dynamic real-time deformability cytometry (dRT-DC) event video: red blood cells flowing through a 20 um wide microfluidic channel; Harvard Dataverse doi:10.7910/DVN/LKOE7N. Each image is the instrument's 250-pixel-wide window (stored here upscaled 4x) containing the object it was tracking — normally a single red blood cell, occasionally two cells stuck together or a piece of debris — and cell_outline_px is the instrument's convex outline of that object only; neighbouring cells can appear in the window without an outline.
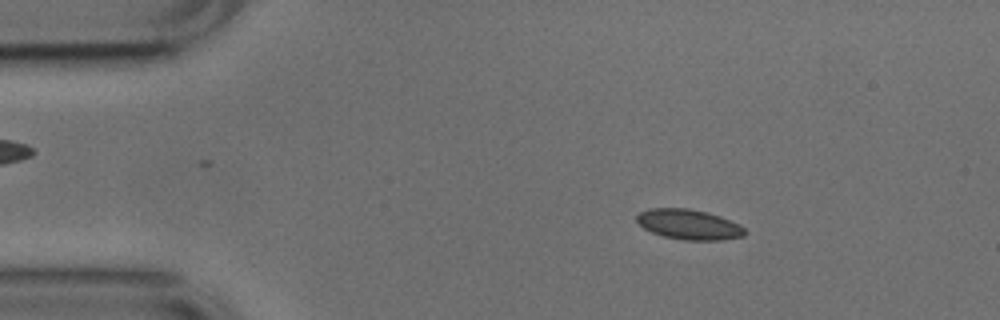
{"species": "common noctule bat (a hibernating species)", "species_latin": "Nyctalus noctula", "temperature_condition": "cold", "stored_images_in_passage": 52, "camera_frame_rate_fps": 3000, "um_per_image_px": 0.085, "animal": {"sex": "male", "body_mass_g": 17.9, "forearm_length_mm": 54.2}, "frame": {"image": 1, "passage_image": 8, "time_ms": 2.333, "image_size_px": [1000, 320], "cell_outline_px": [[748, 232], [744, 236], [720, 240], [684, 240], [664, 236], [652, 232], [644, 228], [636, 220], [636, 216], [640, 212], [648, 208], [688, 208], [720, 216], [740, 224]], "centroid_in_image_um": [58.57, 19.08], "position_along_channel_um": 26.4, "area_um2": 18.96}}
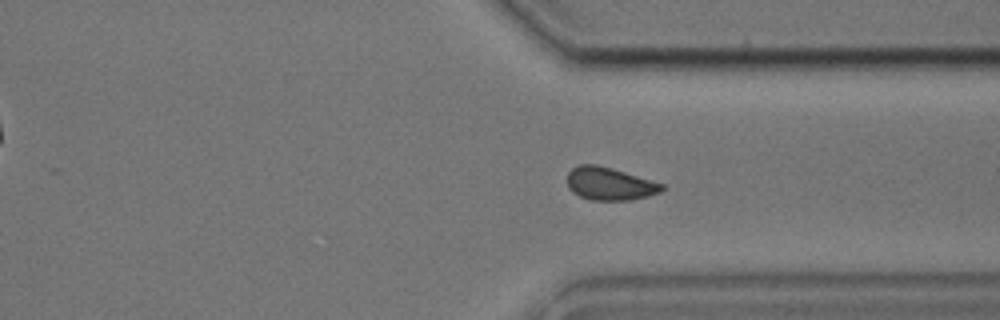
{"frame": {"image": 2, "passage_image": 39, "time_ms": 12.667, "image_size_px": [1000, 320], "cell_outline_px": [[664, 188], [660, 192], [648, 196], [628, 200], [588, 200], [572, 192], [568, 188], [568, 172], [572, 168], [580, 164], [596, 164], [612, 168], [664, 184]], "centroid_in_image_um": [51.8, 15.62], "position_along_channel_um": 359.6, "area_um2": 18.09}}
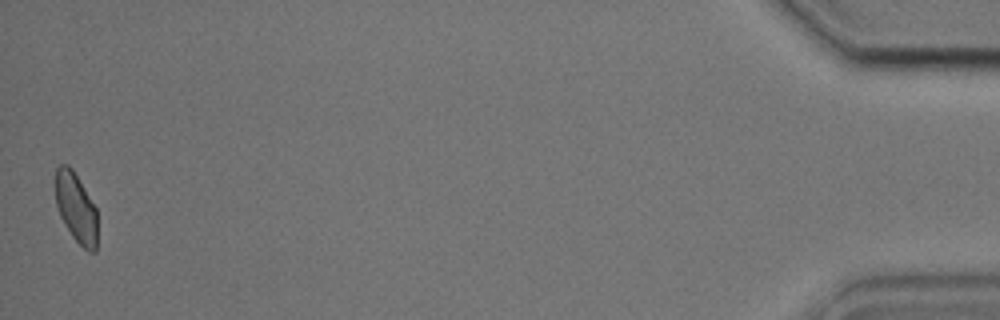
{"frame": {"image": 3, "passage_image": 52, "time_ms": 17.0, "image_size_px": [1000, 320], "cell_outline_px": [[96, 252], [88, 252], [72, 236], [64, 224], [60, 216], [56, 204], [56, 168], [60, 164], [68, 164], [72, 168], [96, 208]], "centroid_in_image_um": [6.45, 17.66], "position_along_channel_um": 428.7, "area_um2": 16.82}, "authors_computed_cell_mechanics": {"area_um2": 18.3515, "velocity_mm_per_s": 3.7536, "shape_relaxation_time_tau1_ms": 3.6504, "shape_relaxation_time_tau2_ms": 2.7324, "deformation_change_tau1": 0.0682, "deformation_change_tau2": 0.0524}}